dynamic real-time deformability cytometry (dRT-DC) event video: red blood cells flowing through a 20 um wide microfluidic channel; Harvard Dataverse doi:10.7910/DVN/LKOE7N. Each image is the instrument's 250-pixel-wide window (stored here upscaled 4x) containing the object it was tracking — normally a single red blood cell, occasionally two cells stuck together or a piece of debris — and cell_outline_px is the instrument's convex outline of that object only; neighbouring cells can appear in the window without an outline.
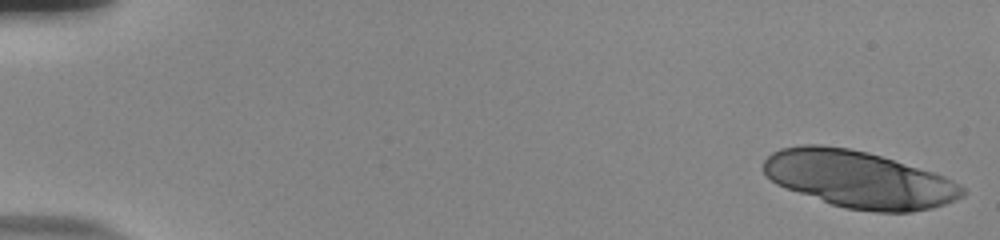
{"species": "human", "species_latin": "Homo sapiens", "temperature_condition": "room temperature", "stored_images_in_passage": 19, "camera_frame_rate_fps": 3000, "um_per_image_px": 0.085, "donor": {"sex": "male"}, "frame": {"image": 1, "passage_image": 1, "time_ms": 0.0, "image_size_px": [1000, 240], "cell_outline_px": [[968, 192], [964, 196], [956, 200], [932, 208], [912, 212], [876, 212], [844, 208], [832, 204], [776, 184], [764, 172], [764, 160], [772, 152], [780, 148], [804, 144], [820, 144], [848, 148], [868, 152], [932, 172], [944, 176], [960, 184]], "centroid_in_image_um": [73.03, 15.24], "position_along_channel_um": 12.0, "area_um2": 65.72}}